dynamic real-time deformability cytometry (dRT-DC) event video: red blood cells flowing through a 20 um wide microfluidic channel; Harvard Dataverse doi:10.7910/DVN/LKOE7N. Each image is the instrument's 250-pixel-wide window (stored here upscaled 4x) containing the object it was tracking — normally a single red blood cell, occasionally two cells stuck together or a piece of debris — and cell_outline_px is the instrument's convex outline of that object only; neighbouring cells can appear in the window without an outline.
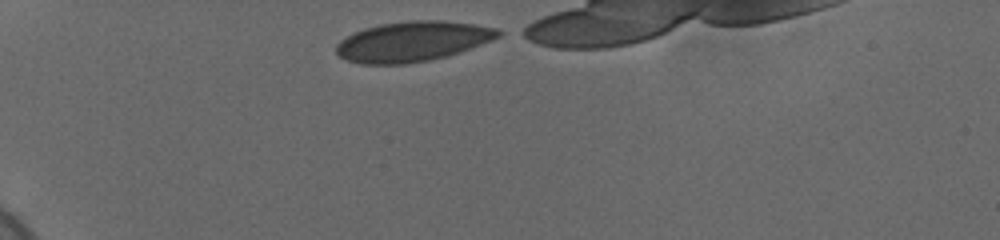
{"species": "human", "species_latin": "Homo sapiens", "temperature_condition": "cold", "stored_images_in_passage": 36, "camera_frame_rate_fps": 3000, "um_per_image_px": 0.085, "donor": {"sex": "female"}, "frame": {"image": 1, "passage_image": 1, "time_ms": 0.0, "image_size_px": [1000, 240], "cell_outline_px": [[504, 32], [500, 36], [492, 40], [460, 52], [448, 56], [428, 60], [404, 64], [360, 64], [348, 60], [340, 56], [336, 52], [336, 44], [340, 40], [364, 28], [380, 24], [412, 20], [444, 20], [472, 24], [496, 28]], "centroid_in_image_um": [35.09, 3.52], "position_along_channel_um": 49.9, "area_um2": 37.74}}
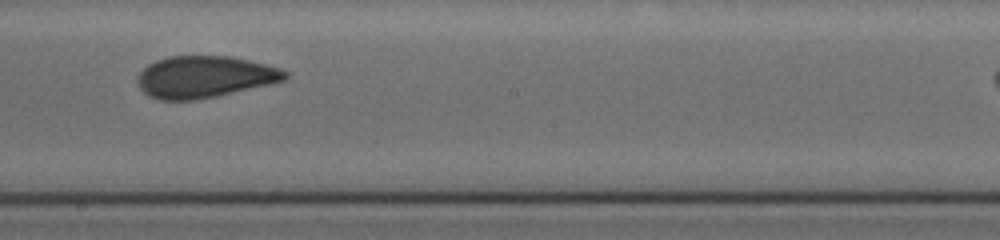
{"frame": {"image": 2, "passage_image": 19, "time_ms": 6.0, "image_size_px": [1000, 240], "cell_outline_px": [[288, 76], [284, 80], [268, 84], [212, 96], [192, 100], [160, 100], [148, 96], [140, 88], [136, 80], [140, 72], [148, 64], [156, 60], [168, 56], [228, 56], [248, 60], [280, 68], [288, 72]], "centroid_in_image_um": [17.33, 6.52], "position_along_channel_um": 230.9, "area_um2": 35.43}}
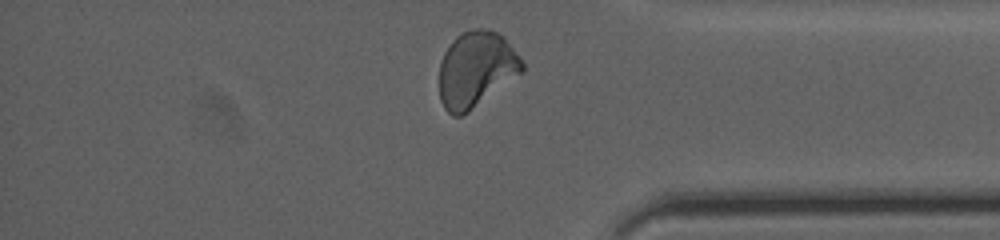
{"frame": {"image": 3, "passage_image": 33, "time_ms": 10.667, "image_size_px": [1000, 240], "cell_outline_px": [[524, 72], [468, 112], [460, 116], [452, 116], [444, 108], [440, 100], [440, 60], [444, 52], [452, 40], [456, 36], [464, 32], [476, 28], [480, 28], [496, 32], [504, 36], [524, 64]], "centroid_in_image_um": [40.46, 5.9], "position_along_channel_um": 394.7, "area_um2": 36.59}}